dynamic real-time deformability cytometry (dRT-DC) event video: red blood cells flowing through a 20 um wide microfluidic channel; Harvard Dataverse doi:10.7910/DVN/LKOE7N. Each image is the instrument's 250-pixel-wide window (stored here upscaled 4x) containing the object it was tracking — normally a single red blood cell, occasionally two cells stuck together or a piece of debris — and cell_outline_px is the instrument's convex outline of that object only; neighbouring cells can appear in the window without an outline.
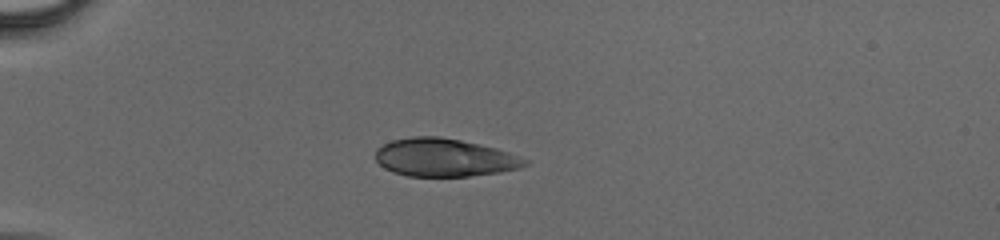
{"species": "human", "species_latin": "Homo sapiens", "temperature_condition": "cold", "stored_images_in_passage": 34, "camera_frame_rate_fps": 3000, "um_per_image_px": 0.085, "donor": {"sex": "male"}, "frame": {"image": 1, "passage_image": 1, "time_ms": 0.0, "image_size_px": [1000, 240], "cell_outline_px": [[528, 164], [520, 168], [500, 172], [468, 176], [404, 176], [392, 172], [384, 168], [376, 160], [376, 148], [392, 140], [412, 136], [440, 136], [460, 140], [496, 148], [508, 152], [528, 160]], "centroid_in_image_um": [37.75, 13.39], "position_along_channel_um": 47.3, "area_um2": 33.12}}
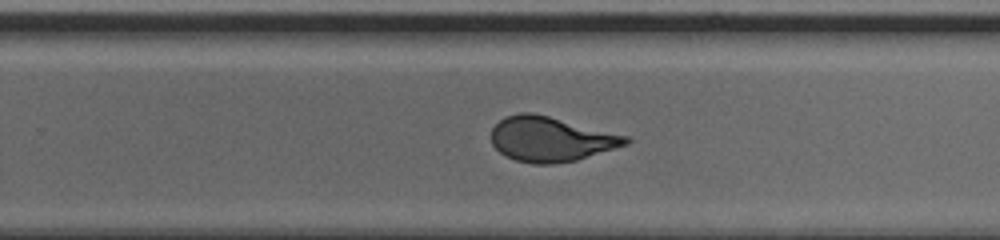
{"frame": {"image": 2, "passage_image": 19, "time_ms": 6.0, "image_size_px": [1000, 240], "cell_outline_px": [[632, 140], [628, 144], [576, 160], [552, 164], [532, 164], [516, 160], [500, 152], [492, 144], [492, 128], [504, 116], [520, 112], [532, 112], [632, 136]], "centroid_in_image_um": [46.86, 11.81], "position_along_channel_um": 282.9, "area_um2": 35.26}}
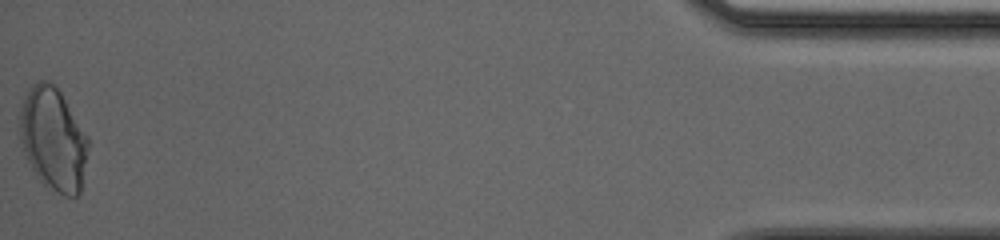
{"frame": {"image": 3, "passage_image": 34, "time_ms": 11.0, "image_size_px": [1000, 240], "cell_outline_px": [[88, 148], [80, 192], [76, 196], [64, 196], [44, 184], [40, 180], [32, 168], [24, 152], [20, 140], [20, 112], [24, 96], [32, 84], [36, 80], [48, 80], [60, 92], [88, 136]], "centroid_in_image_um": [4.51, 11.8], "position_along_channel_um": 430.7, "area_um2": 40.63}}